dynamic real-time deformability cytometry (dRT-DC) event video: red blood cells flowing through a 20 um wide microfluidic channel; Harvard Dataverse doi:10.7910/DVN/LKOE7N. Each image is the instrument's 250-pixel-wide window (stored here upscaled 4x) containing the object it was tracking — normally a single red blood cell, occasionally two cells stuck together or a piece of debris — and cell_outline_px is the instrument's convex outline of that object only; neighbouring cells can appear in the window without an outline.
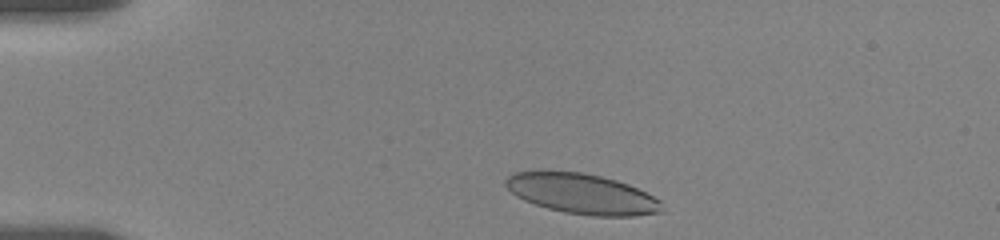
{"species": "human", "species_latin": "Homo sapiens", "temperature_condition": "room temperature", "stored_images_in_passage": 16, "camera_frame_rate_fps": 3000, "um_per_image_px": 0.085, "donor": {"sex": "female"}, "frame": {"image": 1, "passage_image": 3, "time_ms": 0.667, "image_size_px": [1000, 240], "cell_outline_px": [[664, 212], [636, 216], [592, 216], [564, 212], [548, 208], [524, 200], [516, 196], [504, 184], [504, 180], [508, 176], [516, 172], [580, 172], [600, 176], [616, 180], [628, 184], [660, 200]], "centroid_in_image_um": [49.49, 16.49], "position_along_channel_um": 35.5, "area_um2": 36.24}}
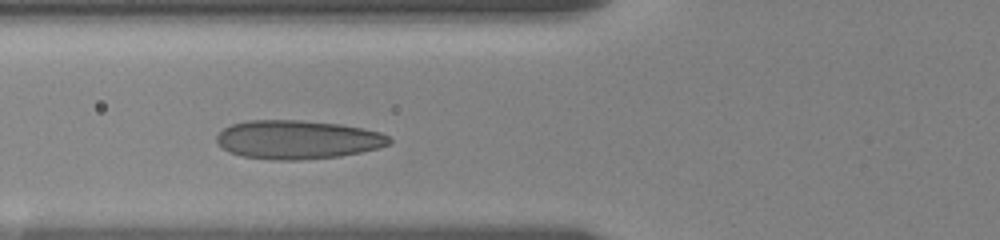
{"frame": {"image": 2, "passage_image": 11, "time_ms": 4.0, "image_size_px": [1000, 240], "cell_outline_px": [[392, 140], [388, 144], [380, 148], [340, 156], [300, 160], [272, 160], [244, 156], [228, 152], [216, 140], [216, 136], [224, 128], [232, 124], [248, 120], [300, 120], [340, 124], [380, 132], [388, 136]], "centroid_in_image_um": [25.29, 11.87], "position_along_channel_um": 100.5, "area_um2": 38.84}}
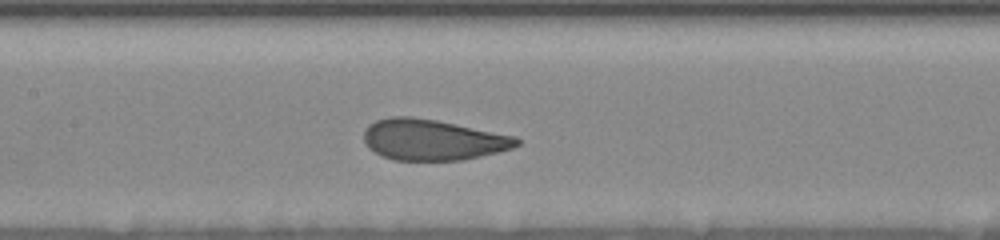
{"frame": {"image": 3, "passage_image": 16, "time_ms": 6.0, "image_size_px": [1000, 240], "cell_outline_px": [[520, 144], [512, 148], [464, 160], [396, 160], [384, 156], [368, 148], [364, 140], [364, 132], [368, 124], [376, 120], [392, 116], [412, 116], [436, 120], [516, 136], [520, 140]], "centroid_in_image_um": [36.77, 11.87], "position_along_channel_um": 170.6, "area_um2": 36.3}}